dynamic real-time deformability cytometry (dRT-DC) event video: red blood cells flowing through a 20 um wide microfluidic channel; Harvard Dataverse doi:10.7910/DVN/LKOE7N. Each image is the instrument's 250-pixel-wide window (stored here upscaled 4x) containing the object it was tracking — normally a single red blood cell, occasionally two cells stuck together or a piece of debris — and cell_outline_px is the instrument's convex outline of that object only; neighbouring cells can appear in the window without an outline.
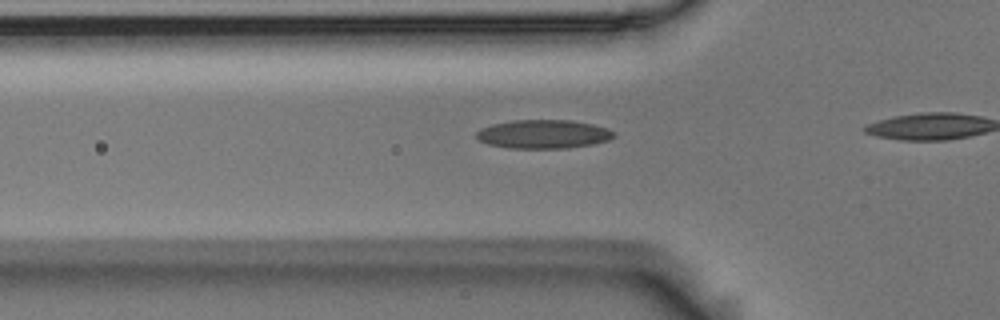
{"species": "Egyptian fruit bat (a non-hibernating species)", "species_latin": "Rousettus aegyptiacus", "temperature_condition": "room temperature", "stored_images_in_passage": 8, "camera_frame_rate_fps": 3000, "um_per_image_px": 0.085, "animal": {"sex": "male"}, "frame": {"image": 1, "passage_image": 3, "time_ms": 0.667, "image_size_px": [1000, 320], "cell_outline_px": [[616, 136], [608, 140], [592, 144], [568, 148], [508, 148], [488, 144], [480, 140], [476, 136], [476, 132], [480, 128], [492, 124], [512, 120], [572, 120], [592, 124], [608, 128], [616, 132]], "centroid_in_image_um": [46.2, 11.39], "position_along_channel_um": 79.6, "area_um2": 23.12}}
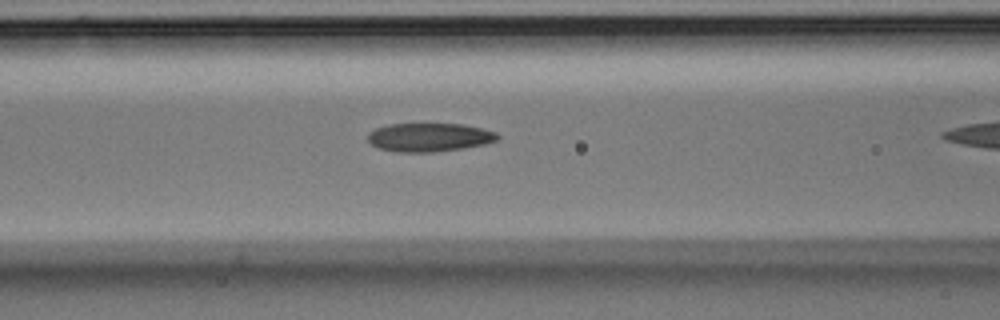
{"frame": {"image": 2, "passage_image": 7, "time_ms": 2.0, "image_size_px": [1000, 320], "cell_outline_px": [[500, 136], [496, 140], [484, 144], [464, 148], [432, 152], [396, 152], [380, 148], [372, 144], [368, 140], [368, 132], [376, 128], [388, 124], [464, 124], [484, 128], [496, 132]], "centroid_in_image_um": [36.5, 11.66], "position_along_channel_um": 130.1, "area_um2": 21.62}}